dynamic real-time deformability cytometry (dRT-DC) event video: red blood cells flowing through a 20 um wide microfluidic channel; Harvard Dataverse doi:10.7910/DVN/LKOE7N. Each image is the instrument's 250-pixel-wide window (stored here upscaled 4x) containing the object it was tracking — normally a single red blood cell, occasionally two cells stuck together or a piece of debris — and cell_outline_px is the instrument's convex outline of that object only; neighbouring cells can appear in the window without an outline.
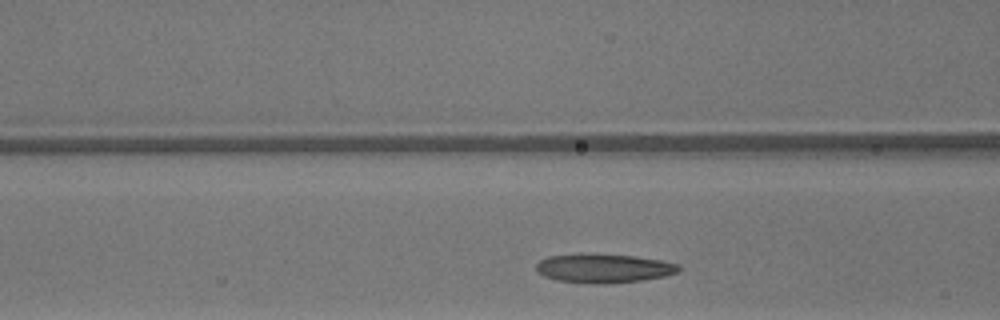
{"species": "common noctule bat (a hibernating species)", "species_latin": "Nyctalus noctula", "temperature_condition": "warm", "stored_images_in_passage": 24, "camera_frame_rate_fps": 3000, "um_per_image_px": 0.085, "animal": {"sex": "male", "body_mass_g": 13.3}, "frame": {"image": 1, "passage_image": 6, "time_ms": 1.667, "image_size_px": [1000, 320], "cell_outline_px": [[680, 272], [664, 276], [640, 280], [600, 284], [592, 284], [560, 280], [544, 276], [536, 272], [536, 264], [540, 260], [548, 256], [636, 256], [660, 260], [680, 264]], "centroid_in_image_um": [51.36, 22.84], "position_along_channel_um": 115.2, "area_um2": 23.12}}
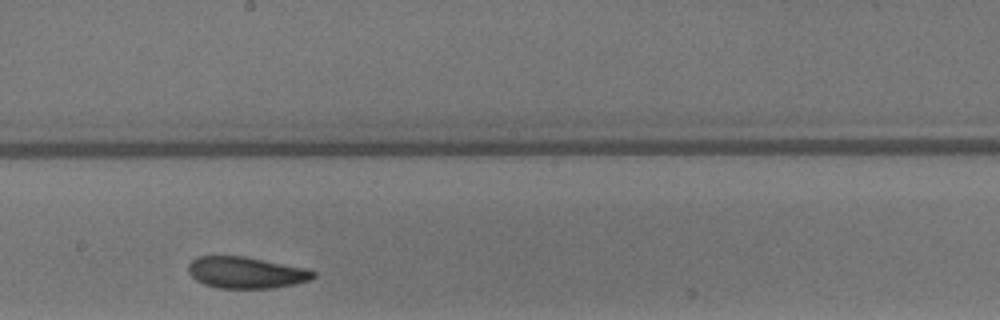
{"frame": {"image": 2, "passage_image": 14, "time_ms": 4.333, "image_size_px": [1000, 320], "cell_outline_px": [[316, 276], [308, 280], [276, 288], [216, 288], [204, 284], [196, 280], [188, 272], [188, 264], [196, 256], [244, 256], [308, 268], [316, 272]], "centroid_in_image_um": [20.91, 23.16], "position_along_channel_um": 227.3, "area_um2": 23.06}}
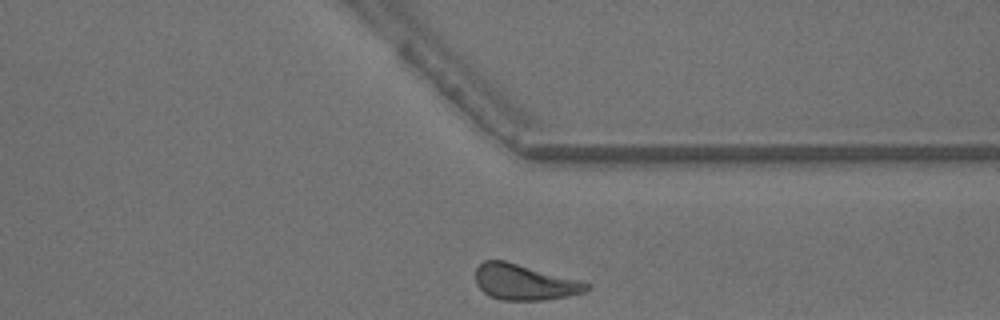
{"frame": {"image": 3, "passage_image": 24, "time_ms": 7.667, "image_size_px": [1000, 320], "cell_outline_px": [[592, 288], [584, 292], [568, 296], [544, 300], [500, 300], [488, 296], [476, 284], [476, 268], [484, 260], [504, 260], [580, 280], [592, 284]], "centroid_in_image_um": [44.6, 23.99], "position_along_channel_um": 366.8, "area_um2": 23.24}, "authors_computed_cell_mechanics": {"area_um2": 23.12, "velocity_mm_per_s": 4.1917, "shape_relaxation_time_tau1_ms": 4.5034, "shape_relaxation_time_tau2_ms": 3.7707, "deformation_change_tau1": 0.1733, "deformation_change_tau2": 0.1025}}